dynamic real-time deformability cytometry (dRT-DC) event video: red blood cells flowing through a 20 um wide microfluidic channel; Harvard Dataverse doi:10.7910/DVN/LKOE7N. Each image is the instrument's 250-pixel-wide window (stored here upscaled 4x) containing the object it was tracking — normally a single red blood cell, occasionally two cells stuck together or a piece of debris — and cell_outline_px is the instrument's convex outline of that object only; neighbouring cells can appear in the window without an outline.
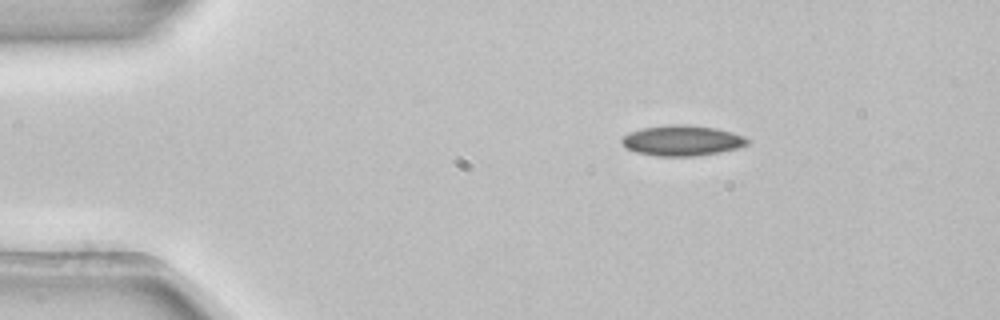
{"species": "common noctule bat (a hibernating species)", "species_latin": "Nyctalus noctula", "temperature_condition": "room temperature", "stored_images_in_passage": 45, "camera_frame_rate_fps": 3000, "um_per_image_px": 0.085, "animal": {"sex": "female", "body_mass_g": 22.7, "forearm_length_mm": 54.2}, "frame": {"image": 1, "passage_image": 1, "time_ms": 0.0, "image_size_px": [1000, 320], "cell_outline_px": [[752, 140], [748, 144], [736, 148], [720, 152], [696, 156], [656, 156], [636, 152], [624, 148], [620, 140], [628, 132], [644, 128], [668, 124], [684, 124], [716, 128], [732, 132], [744, 136]], "centroid_in_image_um": [57.97, 11.94], "position_along_channel_um": 27.0, "area_um2": 22.48}}
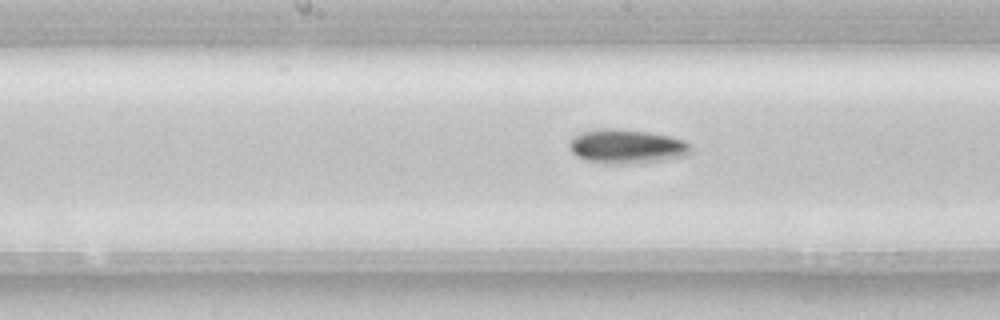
{"frame": {"image": 2, "passage_image": 19, "time_ms": 6.0, "image_size_px": [1000, 320], "cell_outline_px": [[692, 152], [688, 156], [632, 164], [604, 164], [584, 160], [576, 156], [572, 152], [568, 144], [576, 136], [584, 132], [600, 128], [616, 128], [648, 132], [672, 136], [684, 140], [692, 148]], "centroid_in_image_um": [53.3, 12.46], "position_along_channel_um": 194.9, "area_um2": 24.39}}
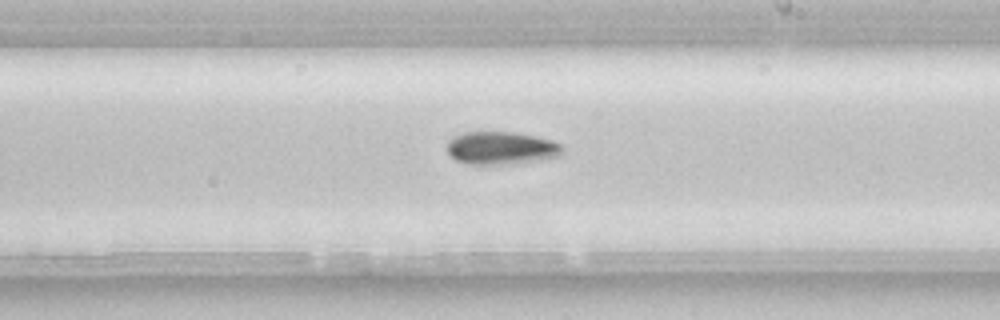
{"frame": {"image": 3, "passage_image": 23, "time_ms": 7.333, "image_size_px": [1000, 320], "cell_outline_px": [[564, 152], [560, 156], [540, 160], [512, 164], [464, 164], [456, 160], [444, 148], [448, 140], [464, 132], [512, 132], [536, 136], [552, 140], [560, 144], [564, 148]], "centroid_in_image_um": [42.6, 12.59], "position_along_channel_um": 246.4, "area_um2": 22.37}, "authors_computed_cell_mechanics": {"area_um2": 21.6172, "velocity_mm_per_s": 3.8849, "shape_relaxation_time_tau1_ms": 7.6015, "shape_relaxation_time_tau2_ms": null, "deformation_change_tau1": 0.0996, "deformation_change_tau2": null}}